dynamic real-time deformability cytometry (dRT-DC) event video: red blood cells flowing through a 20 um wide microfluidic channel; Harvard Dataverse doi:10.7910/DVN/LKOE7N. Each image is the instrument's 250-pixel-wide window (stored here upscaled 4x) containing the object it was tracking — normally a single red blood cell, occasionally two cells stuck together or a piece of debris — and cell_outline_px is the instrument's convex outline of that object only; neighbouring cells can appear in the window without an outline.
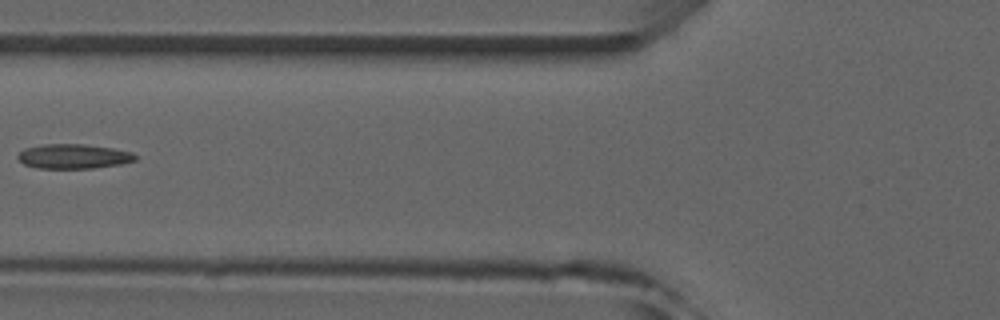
{"species": "common noctule bat (a hibernating species)", "species_latin": "Nyctalus noctula", "temperature_condition": "room temperature", "stored_images_in_passage": 2, "camera_frame_rate_fps": 3000, "um_per_image_px": 0.085, "animal": {"sex": "male", "forearm_length_mm": 52.5}, "frame": {"image": 1, "passage_image": 2, "time_ms": 1.333, "image_size_px": [1000, 320], "cell_outline_px": [[136, 160], [120, 164], [92, 168], [36, 168], [24, 164], [16, 156], [24, 148], [44, 144], [84, 144], [112, 148], [132, 152], [136, 156]], "centroid_in_image_um": [6.23, 13.28], "position_along_channel_um": 119.6, "area_um2": 16.76}}